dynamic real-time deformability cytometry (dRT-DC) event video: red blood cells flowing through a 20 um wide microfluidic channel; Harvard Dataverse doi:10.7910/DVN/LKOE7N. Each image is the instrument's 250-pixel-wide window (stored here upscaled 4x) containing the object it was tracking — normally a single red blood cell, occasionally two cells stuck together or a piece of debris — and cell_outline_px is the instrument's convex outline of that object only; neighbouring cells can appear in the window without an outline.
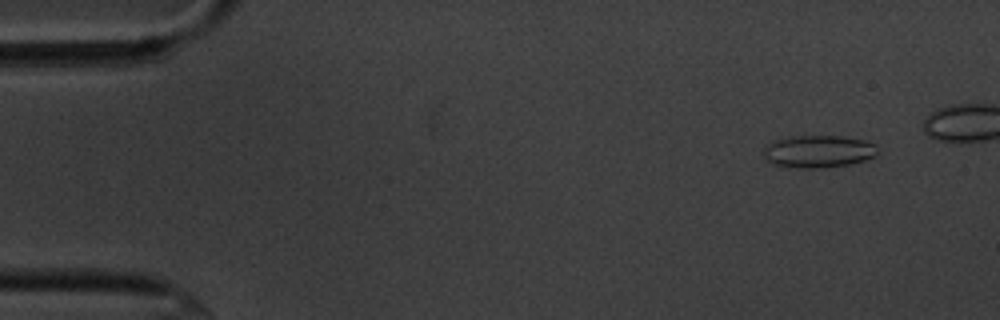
{"species": "common noctule bat (a hibernating species)", "species_latin": "Nyctalus noctula", "temperature_condition": "cold", "stored_images_in_passage": 46, "segment_of_instrument_passage": [1, 2], "camera_frame_rate_fps": 3000, "um_per_image_px": 0.085, "animal": {"sex": "male", "body_mass_g": 20.1, "forearm_length_mm": 53.5}, "frame": {"image": 1, "passage_image": 5, "time_ms": 1.333, "image_size_px": [1000, 320], "cell_outline_px": [[876, 152], [872, 156], [864, 160], [848, 164], [820, 168], [800, 168], [772, 164], [764, 160], [764, 148], [768, 144], [776, 140], [792, 136], [844, 136], [864, 140], [876, 144]], "centroid_in_image_um": [69.52, 12.87], "position_along_channel_um": 15.5, "area_um2": 21.39}}
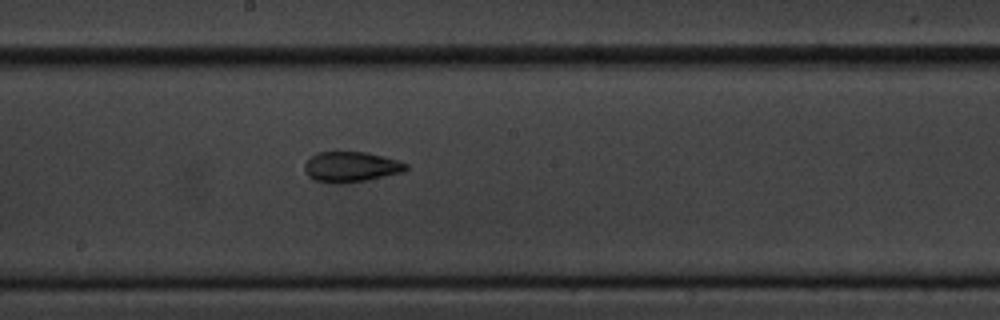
{"frame": {"image": 2, "passage_image": 30, "time_ms": 9.667, "image_size_px": [1000, 320], "cell_outline_px": [[408, 168], [404, 172], [364, 180], [336, 184], [316, 180], [308, 176], [304, 168], [304, 164], [316, 152], [364, 152], [396, 160], [408, 164]], "centroid_in_image_um": [29.82, 14.18], "position_along_channel_um": 218.4, "area_um2": 17.63}}
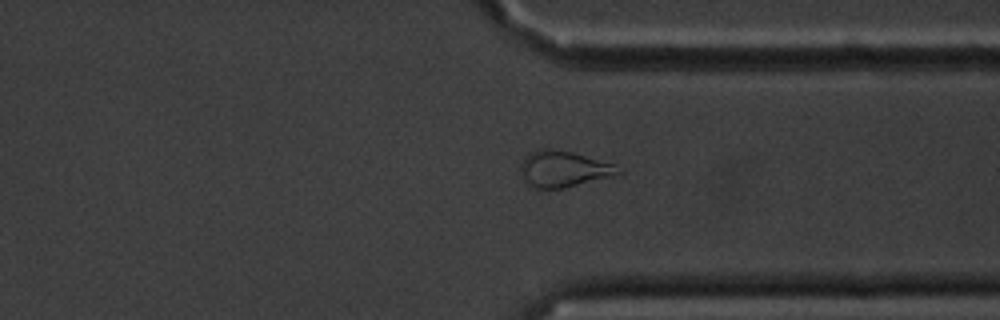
{"frame": {"image": 3, "passage_image": 42, "time_ms": 13.667, "image_size_px": [1000, 320], "cell_outline_px": [[624, 172], [612, 176], [564, 188], [536, 188], [524, 176], [520, 168], [520, 164], [524, 156], [528, 152], [536, 148], [552, 148], [572, 152], [616, 164]], "centroid_in_image_um": [47.93, 14.32], "position_along_channel_um": 363.5, "area_um2": 20.52}}